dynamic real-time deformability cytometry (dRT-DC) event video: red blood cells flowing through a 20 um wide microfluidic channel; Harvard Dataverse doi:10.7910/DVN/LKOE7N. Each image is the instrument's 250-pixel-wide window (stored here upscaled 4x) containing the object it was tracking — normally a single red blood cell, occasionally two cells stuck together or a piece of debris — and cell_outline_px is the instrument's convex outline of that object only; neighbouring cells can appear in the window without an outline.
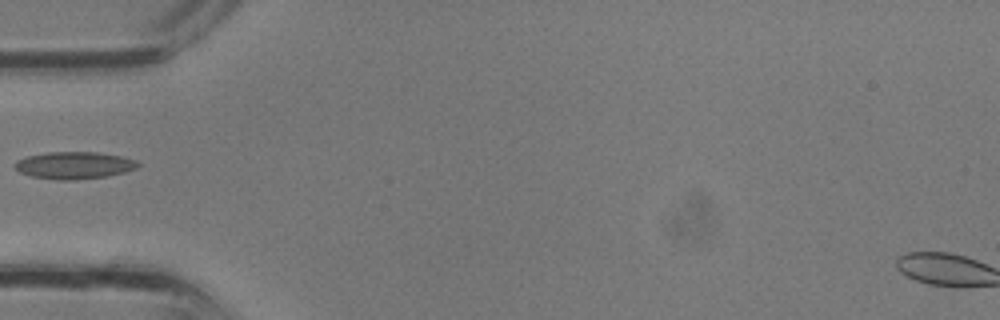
{"species": "common noctule bat (a hibernating species)", "species_latin": "Nyctalus noctula", "temperature_condition": "room temperature", "stored_images_in_passage": 24, "camera_frame_rate_fps": 3000, "um_per_image_px": 0.085, "animal": {"sex": "male", "body_mass_g": 13.3}, "frame": {"image": 1, "passage_image": 1, "time_ms": 0.0, "image_size_px": [1000, 320], "cell_outline_px": [[140, 164], [136, 168], [124, 172], [108, 176], [76, 180], [56, 180], [32, 176], [20, 172], [12, 168], [12, 164], [16, 160], [28, 156], [48, 152], [96, 152], [120, 156], [136, 160]], "centroid_in_image_um": [6.26, 14.05], "position_along_channel_um": 78.7, "area_um2": 19.59}}
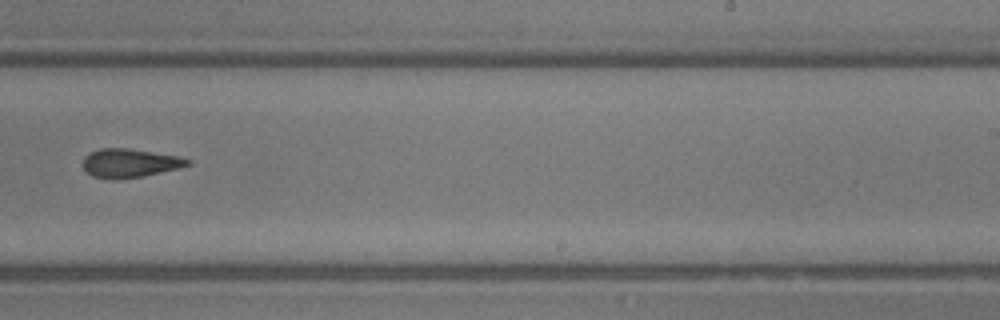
{"frame": {"image": 2, "passage_image": 11, "time_ms": 3.333, "image_size_px": [1000, 320], "cell_outline_px": [[192, 164], [176, 168], [140, 176], [92, 176], [84, 168], [84, 156], [100, 148], [128, 148], [176, 156], [192, 160]], "centroid_in_image_um": [11.05, 13.8], "position_along_channel_um": 277.9, "area_um2": 16.42}}
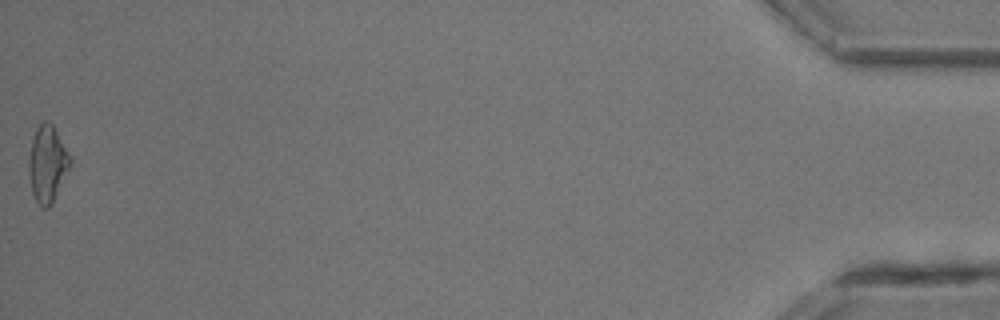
{"frame": {"image": 3, "passage_image": 24, "time_ms": 7.667, "image_size_px": [1000, 320], "cell_outline_px": [[72, 160], [48, 208], [44, 208], [36, 200], [32, 192], [28, 172], [28, 160], [32, 140], [36, 128], [44, 120], [48, 120], [52, 124]], "centroid_in_image_um": [3.99, 13.88], "position_along_channel_um": 431.2, "area_um2": 17.74}}